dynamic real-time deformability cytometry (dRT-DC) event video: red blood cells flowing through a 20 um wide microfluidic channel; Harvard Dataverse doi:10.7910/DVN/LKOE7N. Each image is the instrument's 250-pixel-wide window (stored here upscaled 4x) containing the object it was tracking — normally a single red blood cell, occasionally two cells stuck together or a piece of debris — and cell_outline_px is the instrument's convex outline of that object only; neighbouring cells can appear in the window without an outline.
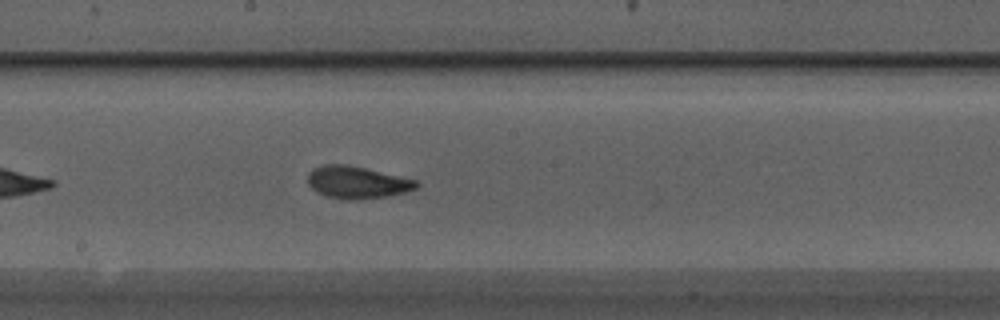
{"species": "Egyptian fruit bat (a non-hibernating species)", "species_latin": "Rousettus aegyptiacus", "temperature_condition": "warm", "stored_images_in_passage": 23, "camera_frame_rate_fps": 3000, "um_per_image_px": 0.085, "animal": {"sex": "male"}, "frame": {"image": 1, "passage_image": 14, "time_ms": 4.333, "image_size_px": [1000, 320], "cell_outline_px": [[420, 184], [416, 188], [404, 192], [388, 196], [348, 200], [328, 196], [316, 192], [308, 184], [308, 172], [312, 168], [324, 164], [348, 164], [416, 180]], "centroid_in_image_um": [30.31, 15.49], "position_along_channel_um": 217.9, "area_um2": 20.29}}